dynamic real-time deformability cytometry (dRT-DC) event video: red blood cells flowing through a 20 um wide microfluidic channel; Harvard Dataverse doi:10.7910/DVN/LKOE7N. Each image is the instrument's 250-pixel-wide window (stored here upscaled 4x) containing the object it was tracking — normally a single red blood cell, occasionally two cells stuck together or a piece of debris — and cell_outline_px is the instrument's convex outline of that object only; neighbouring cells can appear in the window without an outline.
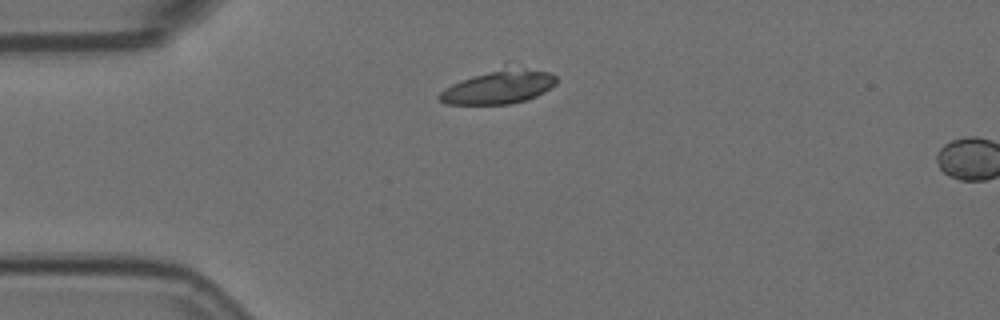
{"species": "Egyptian fruit bat (a non-hibernating species)", "species_latin": "Rousettus aegyptiacus", "temperature_condition": "room temperature", "stored_images_in_passage": 3, "camera_frame_rate_fps": 3000, "um_per_image_px": 0.085, "animal": {"sex": "female"}, "frame": {"image": 1, "passage_image": 1, "time_ms": 0.0, "image_size_px": [1000, 320], "cell_outline_px": [[556, 84], [544, 92], [528, 100], [512, 104], [444, 104], [436, 96], [444, 88], [460, 80], [504, 64], [552, 72], [556, 76]], "centroid_in_image_um": [42.41, 7.35], "position_along_channel_um": 42.6, "area_um2": 23.76}}